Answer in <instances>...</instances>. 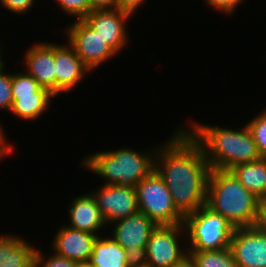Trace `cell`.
I'll list each match as a JSON object with an SVG mask.
<instances>
[{"instance_id":"cell-23","label":"cell","mask_w":266,"mask_h":267,"mask_svg":"<svg viewBox=\"0 0 266 267\" xmlns=\"http://www.w3.org/2000/svg\"><path fill=\"white\" fill-rule=\"evenodd\" d=\"M256 143L261 158H266V110L246 124Z\"/></svg>"},{"instance_id":"cell-3","label":"cell","mask_w":266,"mask_h":267,"mask_svg":"<svg viewBox=\"0 0 266 267\" xmlns=\"http://www.w3.org/2000/svg\"><path fill=\"white\" fill-rule=\"evenodd\" d=\"M260 199L248 191L229 170L211 169L206 205L235 228L254 227Z\"/></svg>"},{"instance_id":"cell-37","label":"cell","mask_w":266,"mask_h":267,"mask_svg":"<svg viewBox=\"0 0 266 267\" xmlns=\"http://www.w3.org/2000/svg\"><path fill=\"white\" fill-rule=\"evenodd\" d=\"M3 130H2V127L0 126V137H5V134H3Z\"/></svg>"},{"instance_id":"cell-4","label":"cell","mask_w":266,"mask_h":267,"mask_svg":"<svg viewBox=\"0 0 266 267\" xmlns=\"http://www.w3.org/2000/svg\"><path fill=\"white\" fill-rule=\"evenodd\" d=\"M155 156L123 148L91 154L83 165L91 172L106 178L105 185L133 186L154 170Z\"/></svg>"},{"instance_id":"cell-15","label":"cell","mask_w":266,"mask_h":267,"mask_svg":"<svg viewBox=\"0 0 266 267\" xmlns=\"http://www.w3.org/2000/svg\"><path fill=\"white\" fill-rule=\"evenodd\" d=\"M145 214L134 215L117 221L112 238L123 248L146 247L153 230L157 227Z\"/></svg>"},{"instance_id":"cell-12","label":"cell","mask_w":266,"mask_h":267,"mask_svg":"<svg viewBox=\"0 0 266 267\" xmlns=\"http://www.w3.org/2000/svg\"><path fill=\"white\" fill-rule=\"evenodd\" d=\"M54 65L56 74V95L69 92L91 71L76 54L74 48L67 45H54Z\"/></svg>"},{"instance_id":"cell-32","label":"cell","mask_w":266,"mask_h":267,"mask_svg":"<svg viewBox=\"0 0 266 267\" xmlns=\"http://www.w3.org/2000/svg\"><path fill=\"white\" fill-rule=\"evenodd\" d=\"M92 10L116 9V0H90Z\"/></svg>"},{"instance_id":"cell-34","label":"cell","mask_w":266,"mask_h":267,"mask_svg":"<svg viewBox=\"0 0 266 267\" xmlns=\"http://www.w3.org/2000/svg\"><path fill=\"white\" fill-rule=\"evenodd\" d=\"M174 267H197L193 259L187 255L180 263Z\"/></svg>"},{"instance_id":"cell-16","label":"cell","mask_w":266,"mask_h":267,"mask_svg":"<svg viewBox=\"0 0 266 267\" xmlns=\"http://www.w3.org/2000/svg\"><path fill=\"white\" fill-rule=\"evenodd\" d=\"M69 212L71 222L68 227L70 228L87 231L98 236L97 230L106 225L96 200L91 194L75 198Z\"/></svg>"},{"instance_id":"cell-38","label":"cell","mask_w":266,"mask_h":267,"mask_svg":"<svg viewBox=\"0 0 266 267\" xmlns=\"http://www.w3.org/2000/svg\"><path fill=\"white\" fill-rule=\"evenodd\" d=\"M32 267H38V265L34 262L33 266Z\"/></svg>"},{"instance_id":"cell-20","label":"cell","mask_w":266,"mask_h":267,"mask_svg":"<svg viewBox=\"0 0 266 267\" xmlns=\"http://www.w3.org/2000/svg\"><path fill=\"white\" fill-rule=\"evenodd\" d=\"M53 96L51 93L12 95L13 103L10 111L19 118L33 121L44 113Z\"/></svg>"},{"instance_id":"cell-26","label":"cell","mask_w":266,"mask_h":267,"mask_svg":"<svg viewBox=\"0 0 266 267\" xmlns=\"http://www.w3.org/2000/svg\"><path fill=\"white\" fill-rule=\"evenodd\" d=\"M44 256L40 251L36 249L35 263L38 267H77L78 263L67 258L59 257L56 254L45 260Z\"/></svg>"},{"instance_id":"cell-8","label":"cell","mask_w":266,"mask_h":267,"mask_svg":"<svg viewBox=\"0 0 266 267\" xmlns=\"http://www.w3.org/2000/svg\"><path fill=\"white\" fill-rule=\"evenodd\" d=\"M183 224L157 226L147 242L148 267H174L187 255L180 249L179 233H182Z\"/></svg>"},{"instance_id":"cell-11","label":"cell","mask_w":266,"mask_h":267,"mask_svg":"<svg viewBox=\"0 0 266 267\" xmlns=\"http://www.w3.org/2000/svg\"><path fill=\"white\" fill-rule=\"evenodd\" d=\"M130 16L119 9L92 10L83 20L118 53L128 42L125 22Z\"/></svg>"},{"instance_id":"cell-25","label":"cell","mask_w":266,"mask_h":267,"mask_svg":"<svg viewBox=\"0 0 266 267\" xmlns=\"http://www.w3.org/2000/svg\"><path fill=\"white\" fill-rule=\"evenodd\" d=\"M13 103L12 97V74L0 72V108L10 111Z\"/></svg>"},{"instance_id":"cell-18","label":"cell","mask_w":266,"mask_h":267,"mask_svg":"<svg viewBox=\"0 0 266 267\" xmlns=\"http://www.w3.org/2000/svg\"><path fill=\"white\" fill-rule=\"evenodd\" d=\"M229 171L257 198L266 199V158L235 165Z\"/></svg>"},{"instance_id":"cell-6","label":"cell","mask_w":266,"mask_h":267,"mask_svg":"<svg viewBox=\"0 0 266 267\" xmlns=\"http://www.w3.org/2000/svg\"><path fill=\"white\" fill-rule=\"evenodd\" d=\"M135 189L139 212L156 225L184 223V216L175 207L169 189L155 170L141 180Z\"/></svg>"},{"instance_id":"cell-33","label":"cell","mask_w":266,"mask_h":267,"mask_svg":"<svg viewBox=\"0 0 266 267\" xmlns=\"http://www.w3.org/2000/svg\"><path fill=\"white\" fill-rule=\"evenodd\" d=\"M5 138L6 137H0V159L10 152L12 153L14 149V146L6 144L7 140Z\"/></svg>"},{"instance_id":"cell-13","label":"cell","mask_w":266,"mask_h":267,"mask_svg":"<svg viewBox=\"0 0 266 267\" xmlns=\"http://www.w3.org/2000/svg\"><path fill=\"white\" fill-rule=\"evenodd\" d=\"M97 235L63 226L53 241L54 254L77 263L88 262Z\"/></svg>"},{"instance_id":"cell-2","label":"cell","mask_w":266,"mask_h":267,"mask_svg":"<svg viewBox=\"0 0 266 267\" xmlns=\"http://www.w3.org/2000/svg\"><path fill=\"white\" fill-rule=\"evenodd\" d=\"M189 133L201 144L211 169L229 170L261 159L248 127L240 131L193 124Z\"/></svg>"},{"instance_id":"cell-22","label":"cell","mask_w":266,"mask_h":267,"mask_svg":"<svg viewBox=\"0 0 266 267\" xmlns=\"http://www.w3.org/2000/svg\"><path fill=\"white\" fill-rule=\"evenodd\" d=\"M32 93H50L26 72L12 74V95H26Z\"/></svg>"},{"instance_id":"cell-24","label":"cell","mask_w":266,"mask_h":267,"mask_svg":"<svg viewBox=\"0 0 266 267\" xmlns=\"http://www.w3.org/2000/svg\"><path fill=\"white\" fill-rule=\"evenodd\" d=\"M61 8L70 16H77V20H83L90 12V0H56Z\"/></svg>"},{"instance_id":"cell-7","label":"cell","mask_w":266,"mask_h":267,"mask_svg":"<svg viewBox=\"0 0 266 267\" xmlns=\"http://www.w3.org/2000/svg\"><path fill=\"white\" fill-rule=\"evenodd\" d=\"M68 42L82 62L90 69L100 66L116 52L84 20H76L67 29Z\"/></svg>"},{"instance_id":"cell-1","label":"cell","mask_w":266,"mask_h":267,"mask_svg":"<svg viewBox=\"0 0 266 267\" xmlns=\"http://www.w3.org/2000/svg\"><path fill=\"white\" fill-rule=\"evenodd\" d=\"M181 129L164 147L155 149L159 155L154 156V170L169 189L175 207L185 217L206 205L211 168L201 144L189 131Z\"/></svg>"},{"instance_id":"cell-35","label":"cell","mask_w":266,"mask_h":267,"mask_svg":"<svg viewBox=\"0 0 266 267\" xmlns=\"http://www.w3.org/2000/svg\"><path fill=\"white\" fill-rule=\"evenodd\" d=\"M77 267H93V266L90 265L88 262H84V263H78Z\"/></svg>"},{"instance_id":"cell-10","label":"cell","mask_w":266,"mask_h":267,"mask_svg":"<svg viewBox=\"0 0 266 267\" xmlns=\"http://www.w3.org/2000/svg\"><path fill=\"white\" fill-rule=\"evenodd\" d=\"M230 250L238 267H266V234L255 226L235 229Z\"/></svg>"},{"instance_id":"cell-9","label":"cell","mask_w":266,"mask_h":267,"mask_svg":"<svg viewBox=\"0 0 266 267\" xmlns=\"http://www.w3.org/2000/svg\"><path fill=\"white\" fill-rule=\"evenodd\" d=\"M105 223H116L139 212L136 189L133 186L105 185L93 193Z\"/></svg>"},{"instance_id":"cell-29","label":"cell","mask_w":266,"mask_h":267,"mask_svg":"<svg viewBox=\"0 0 266 267\" xmlns=\"http://www.w3.org/2000/svg\"><path fill=\"white\" fill-rule=\"evenodd\" d=\"M211 7L220 9L225 14H231L235 11V8L239 6L244 0H205Z\"/></svg>"},{"instance_id":"cell-21","label":"cell","mask_w":266,"mask_h":267,"mask_svg":"<svg viewBox=\"0 0 266 267\" xmlns=\"http://www.w3.org/2000/svg\"><path fill=\"white\" fill-rule=\"evenodd\" d=\"M197 267H238L230 248L219 251H188Z\"/></svg>"},{"instance_id":"cell-17","label":"cell","mask_w":266,"mask_h":267,"mask_svg":"<svg viewBox=\"0 0 266 267\" xmlns=\"http://www.w3.org/2000/svg\"><path fill=\"white\" fill-rule=\"evenodd\" d=\"M35 247L18 236H0V267H32Z\"/></svg>"},{"instance_id":"cell-36","label":"cell","mask_w":266,"mask_h":267,"mask_svg":"<svg viewBox=\"0 0 266 267\" xmlns=\"http://www.w3.org/2000/svg\"><path fill=\"white\" fill-rule=\"evenodd\" d=\"M1 53V51H0ZM4 69V61H2L1 55H0V72Z\"/></svg>"},{"instance_id":"cell-5","label":"cell","mask_w":266,"mask_h":267,"mask_svg":"<svg viewBox=\"0 0 266 267\" xmlns=\"http://www.w3.org/2000/svg\"><path fill=\"white\" fill-rule=\"evenodd\" d=\"M191 247L187 251H219L230 248L235 228L207 205L184 217Z\"/></svg>"},{"instance_id":"cell-19","label":"cell","mask_w":266,"mask_h":267,"mask_svg":"<svg viewBox=\"0 0 266 267\" xmlns=\"http://www.w3.org/2000/svg\"><path fill=\"white\" fill-rule=\"evenodd\" d=\"M88 263L93 267H128L126 251L113 238L97 237Z\"/></svg>"},{"instance_id":"cell-28","label":"cell","mask_w":266,"mask_h":267,"mask_svg":"<svg viewBox=\"0 0 266 267\" xmlns=\"http://www.w3.org/2000/svg\"><path fill=\"white\" fill-rule=\"evenodd\" d=\"M35 0H0V3L7 8V10L14 13H25L28 11Z\"/></svg>"},{"instance_id":"cell-30","label":"cell","mask_w":266,"mask_h":267,"mask_svg":"<svg viewBox=\"0 0 266 267\" xmlns=\"http://www.w3.org/2000/svg\"><path fill=\"white\" fill-rule=\"evenodd\" d=\"M143 1L144 0H116V9L132 15Z\"/></svg>"},{"instance_id":"cell-27","label":"cell","mask_w":266,"mask_h":267,"mask_svg":"<svg viewBox=\"0 0 266 267\" xmlns=\"http://www.w3.org/2000/svg\"><path fill=\"white\" fill-rule=\"evenodd\" d=\"M126 262L128 267H145L147 266L146 247H132L125 249Z\"/></svg>"},{"instance_id":"cell-31","label":"cell","mask_w":266,"mask_h":267,"mask_svg":"<svg viewBox=\"0 0 266 267\" xmlns=\"http://www.w3.org/2000/svg\"><path fill=\"white\" fill-rule=\"evenodd\" d=\"M255 227L263 234H266V199L260 200Z\"/></svg>"},{"instance_id":"cell-14","label":"cell","mask_w":266,"mask_h":267,"mask_svg":"<svg viewBox=\"0 0 266 267\" xmlns=\"http://www.w3.org/2000/svg\"><path fill=\"white\" fill-rule=\"evenodd\" d=\"M27 71L39 85L56 96V74L54 65V44H34L25 56Z\"/></svg>"}]
</instances>
